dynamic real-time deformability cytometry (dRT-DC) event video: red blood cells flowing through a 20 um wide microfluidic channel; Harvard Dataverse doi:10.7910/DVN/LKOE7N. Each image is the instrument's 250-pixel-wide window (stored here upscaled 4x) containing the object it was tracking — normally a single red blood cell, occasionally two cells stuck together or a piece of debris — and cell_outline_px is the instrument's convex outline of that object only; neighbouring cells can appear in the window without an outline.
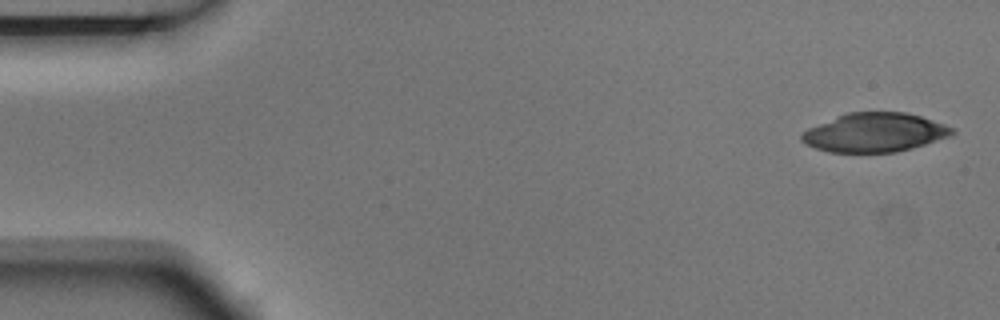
{"species": "Egyptian fruit bat (a non-hibernating species)", "species_latin": "Rousettus aegyptiacus", "temperature_condition": "room temperature", "stored_images_in_passage": 5, "camera_frame_rate_fps": 3000, "um_per_image_px": 0.085, "animal": {"sex": "male"}, "frame": {"image": 1, "passage_image": 1, "time_ms": 0.0, "image_size_px": [1000, 320], "cell_outline_px": [[956, 132], [952, 136], [912, 148], [896, 152], [828, 152], [804, 144], [800, 140], [800, 136], [808, 128], [848, 112], [904, 112], [920, 116], [956, 128]], "centroid_in_image_um": [74.37, 11.27], "position_along_channel_um": 10.6, "area_um2": 34.16}}